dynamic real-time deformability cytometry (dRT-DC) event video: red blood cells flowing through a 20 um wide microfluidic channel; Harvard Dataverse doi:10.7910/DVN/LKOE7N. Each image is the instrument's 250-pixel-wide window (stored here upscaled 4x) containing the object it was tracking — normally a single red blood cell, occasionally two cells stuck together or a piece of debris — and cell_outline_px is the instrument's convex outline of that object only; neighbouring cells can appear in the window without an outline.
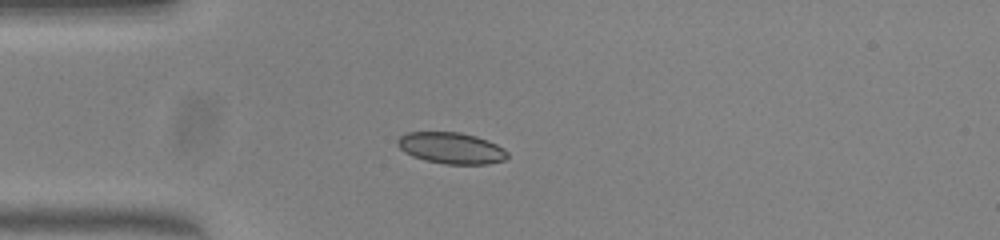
{"species": "common noctule bat (a hibernating species)", "species_latin": "Nyctalus noctula", "temperature_condition": "warm", "stored_images_in_passage": 39, "camera_frame_rate_fps": 3000, "um_per_image_px": 0.085, "animal": {"sex": "female", "body_mass_g": 23.0, "forearm_length_mm": 53.4}, "frame": {"image": 1, "passage_image": 1, "time_ms": 0.0, "image_size_px": [1000, 240], "cell_outline_px": [[508, 156], [504, 160], [488, 164], [444, 164], [424, 160], [412, 156], [404, 152], [396, 144], [396, 140], [400, 136], [408, 132], [460, 132], [476, 136], [488, 140], [504, 148], [508, 152]], "centroid_in_image_um": [38.35, 12.58], "position_along_channel_um": 46.7, "area_um2": 20.23}}
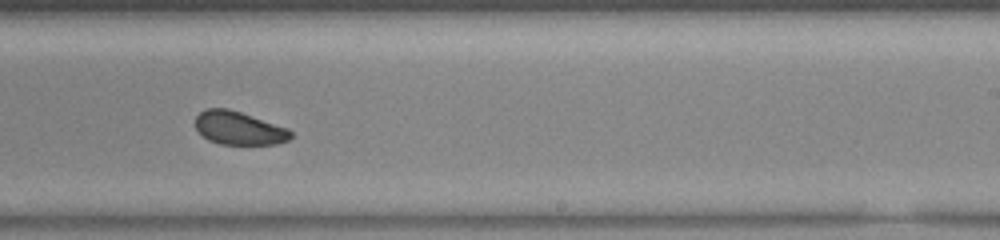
{"frame": {"image": 2, "passage_image": 19, "time_ms": 6.0, "image_size_px": [1000, 240], "cell_outline_px": [[292, 136], [288, 140], [276, 144], [220, 144], [208, 140], [196, 128], [196, 116], [200, 112], [208, 108], [228, 108], [288, 128], [292, 132]], "centroid_in_image_um": [20.31, 10.89], "position_along_channel_um": 268.7, "area_um2": 18.32}}
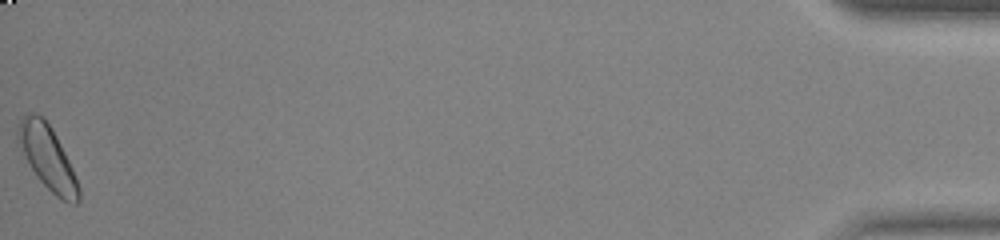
{"frame": {"image": 3, "passage_image": 39, "time_ms": 12.667, "image_size_px": [1000, 240], "cell_outline_px": [[80, 200], [76, 204], [72, 204], [60, 200], [36, 176], [16, 140], [16, 132], [20, 120], [28, 112], [32, 112], [44, 116], [52, 128], [72, 168], [80, 188]], "centroid_in_image_um": [4.03, 13.37], "position_along_channel_um": 431.2, "area_um2": 22.48}, "authors_computed_cell_mechanics": {"area_um2": 19.8254, "velocity_mm_per_s": 3.962, "shape_relaxation_time_tau1_ms": 2.0884, "shape_relaxation_time_tau2_ms": 4.3194, "deformation_change_tau1": 0.0765, "deformation_change_tau2": 0.0668}}